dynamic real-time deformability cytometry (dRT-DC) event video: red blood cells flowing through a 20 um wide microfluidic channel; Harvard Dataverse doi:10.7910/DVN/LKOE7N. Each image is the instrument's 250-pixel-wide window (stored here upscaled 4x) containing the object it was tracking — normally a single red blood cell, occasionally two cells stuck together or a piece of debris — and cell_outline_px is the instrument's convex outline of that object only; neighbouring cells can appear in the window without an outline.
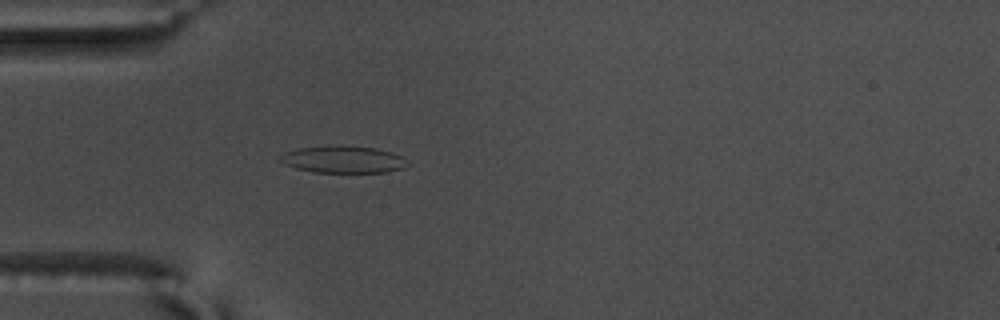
{"species": "common noctule bat (a hibernating species)", "species_latin": "Nyctalus noctula", "temperature_condition": "warm", "stored_images_in_passage": 56, "camera_frame_rate_fps": 3000, "um_per_image_px": 0.085, "animal": {"sex": "male", "body_mass_g": 17.5, "forearm_length_mm": 52.3}, "frame": {"image": 1, "passage_image": 17, "time_ms": 5.333, "image_size_px": [1000, 320], "cell_outline_px": [[412, 164], [404, 168], [388, 172], [312, 172], [296, 168], [284, 164], [276, 160], [284, 152], [296, 148], [340, 144], [376, 148], [392, 152], [400, 156]], "centroid_in_image_um": [29.15, 13.54], "position_along_channel_um": 55.8, "area_um2": 20.58}}
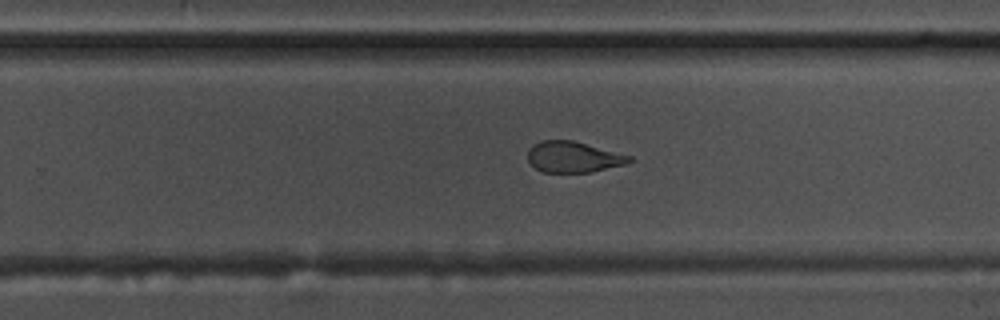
{"frame": {"image": 2, "passage_image": 36, "time_ms": 11.667, "image_size_px": [1000, 320], "cell_outline_px": [[632, 160], [628, 164], [592, 172], [544, 172], [536, 168], [528, 160], [528, 148], [532, 144], [540, 140], [572, 140], [632, 156]], "centroid_in_image_um": [48.74, 13.34], "position_along_channel_um": 281.1, "area_um2": 18.38}}
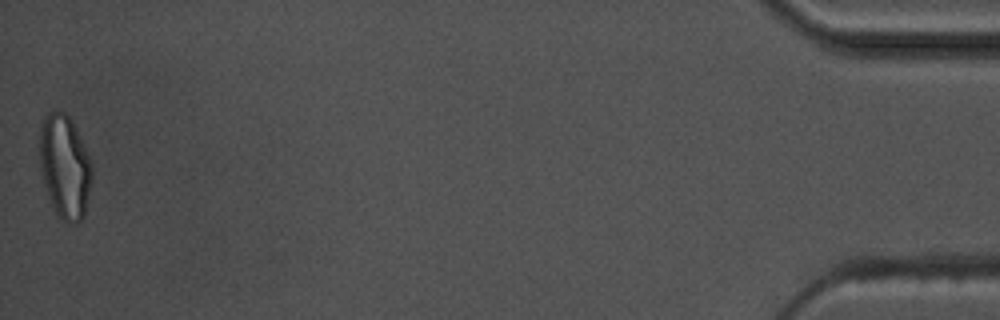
{"frame": {"image": 3, "passage_image": 56, "time_ms": 18.333, "image_size_px": [1000, 320], "cell_outline_px": [[92, 176], [84, 216], [76, 224], [68, 224], [56, 216], [44, 184], [40, 160], [40, 124], [44, 116], [48, 112], [56, 108], [64, 112], [72, 120], [84, 144], [92, 164]], "centroid_in_image_um": [5.5, 14.14], "position_along_channel_um": 429.7, "area_um2": 31.85}, "authors_computed_cell_mechanics": {"area_um2": 20.6924, "velocity_mm_per_s": 3.6607, "shape_relaxation_time_tau1_ms": null, "shape_relaxation_time_tau2_ms": 2.0684, "deformation_change_tau1": null, "deformation_change_tau2": 0.0927}}